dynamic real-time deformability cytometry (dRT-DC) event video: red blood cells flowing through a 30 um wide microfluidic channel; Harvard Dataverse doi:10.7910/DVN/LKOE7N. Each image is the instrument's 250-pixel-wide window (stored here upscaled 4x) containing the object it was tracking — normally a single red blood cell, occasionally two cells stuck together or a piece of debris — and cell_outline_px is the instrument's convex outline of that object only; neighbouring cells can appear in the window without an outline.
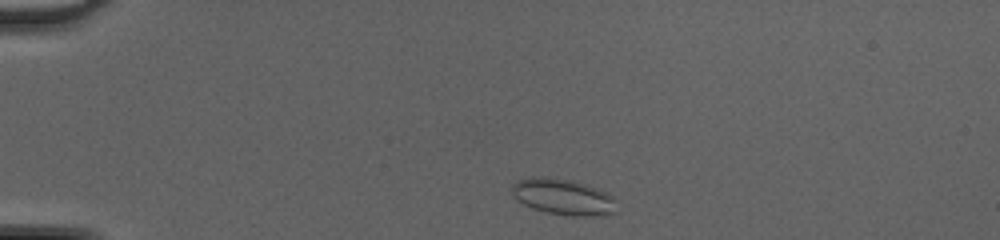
{"species": "common noctule bat (a hibernating species)", "species_latin": "Nyctalus noctula", "temperature_condition": "cold", "stored_images_in_passage": 39, "camera_frame_rate_fps": 3000, "um_per_image_px": 0.085, "animal": {"sex": "female", "body_mass_g": 20.0, "forearm_length_mm": 54.0}, "frame": {"image": 1, "passage_image": 2, "time_ms": 0.333, "image_size_px": [1000, 240], "cell_outline_px": [[616, 212], [604, 216], [572, 216], [548, 212], [532, 208], [524, 204], [512, 196], [512, 184], [520, 180], [532, 176], [540, 176], [572, 180], [608, 192], [616, 200]], "centroid_in_image_um": [47.9, 16.74], "position_along_channel_um": 37.1, "area_um2": 22.14}}
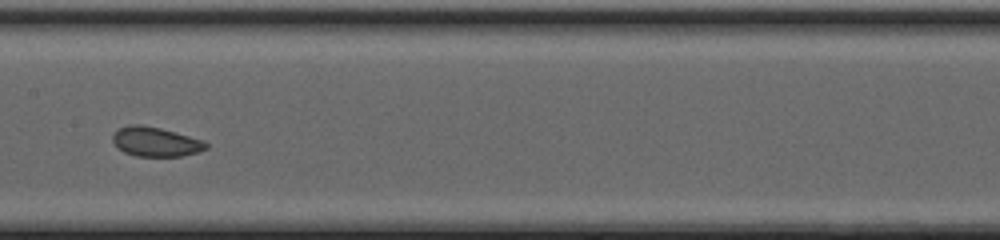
{"frame": {"image": 2, "passage_image": 17, "time_ms": 5.333, "image_size_px": [1000, 240], "cell_outline_px": [[208, 148], [200, 152], [180, 156], [136, 156], [124, 152], [112, 140], [112, 136], [120, 128], [132, 124], [140, 124], [160, 128], [204, 140], [208, 144]], "centroid_in_image_um": [13.27, 12.05], "position_along_channel_um": 194.1, "area_um2": 15.9}}
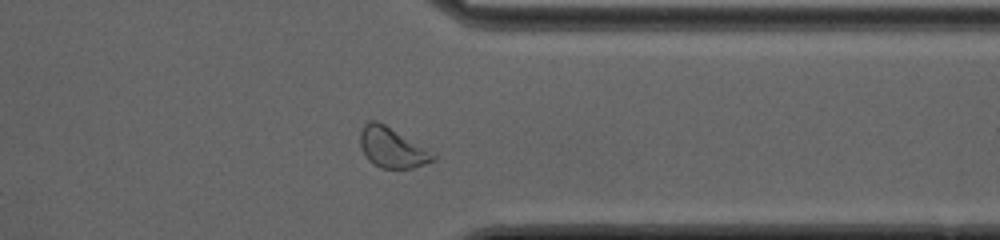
{"frame": {"image": 3, "passage_image": 30, "time_ms": 9.667, "image_size_px": [1000, 240], "cell_outline_px": [[436, 160], [412, 168], [380, 168], [372, 164], [368, 160], [360, 148], [360, 132], [364, 124], [368, 120], [376, 120], [384, 124], [436, 152]], "centroid_in_image_um": [33.34, 12.55], "position_along_channel_um": 378.1, "area_um2": 17.4}, "authors_computed_cell_mechanics": {"area_um2": 16.8198, "velocity_mm_per_s": 4.2861, "shape_relaxation_time_tau1_ms": null, "shape_relaxation_time_tau2_ms": 3.2943, "deformation_change_tau1": null, "deformation_change_tau2": 0.0928}}